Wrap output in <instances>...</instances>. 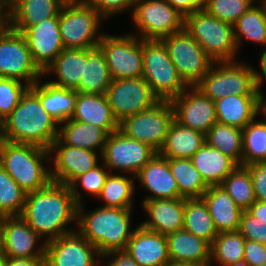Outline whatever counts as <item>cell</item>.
<instances>
[{"label":"cell","mask_w":266,"mask_h":266,"mask_svg":"<svg viewBox=\"0 0 266 266\" xmlns=\"http://www.w3.org/2000/svg\"><path fill=\"white\" fill-rule=\"evenodd\" d=\"M77 207L67 185L51 182L41 190L26 193L21 217L39 236L49 234L50 241L71 233L64 226L77 218Z\"/></svg>","instance_id":"6da1fadb"},{"label":"cell","mask_w":266,"mask_h":266,"mask_svg":"<svg viewBox=\"0 0 266 266\" xmlns=\"http://www.w3.org/2000/svg\"><path fill=\"white\" fill-rule=\"evenodd\" d=\"M58 122L41 105L29 88L13 111L4 119V135L8 142L51 148L58 138Z\"/></svg>","instance_id":"7a4b0ae2"},{"label":"cell","mask_w":266,"mask_h":266,"mask_svg":"<svg viewBox=\"0 0 266 266\" xmlns=\"http://www.w3.org/2000/svg\"><path fill=\"white\" fill-rule=\"evenodd\" d=\"M131 208L101 207L81 214L78 219L79 233L95 246L100 256L112 251L125 250L133 234L129 231Z\"/></svg>","instance_id":"3957f363"},{"label":"cell","mask_w":266,"mask_h":266,"mask_svg":"<svg viewBox=\"0 0 266 266\" xmlns=\"http://www.w3.org/2000/svg\"><path fill=\"white\" fill-rule=\"evenodd\" d=\"M49 152L39 146L6 141L0 147V165L26 193L41 190L52 182L51 171L42 164Z\"/></svg>","instance_id":"277c9868"},{"label":"cell","mask_w":266,"mask_h":266,"mask_svg":"<svg viewBox=\"0 0 266 266\" xmlns=\"http://www.w3.org/2000/svg\"><path fill=\"white\" fill-rule=\"evenodd\" d=\"M215 69V70H214ZM261 75L253 68L233 63L220 62L219 67L211 68L195 87L213 101L226 95H261Z\"/></svg>","instance_id":"5b68a950"},{"label":"cell","mask_w":266,"mask_h":266,"mask_svg":"<svg viewBox=\"0 0 266 266\" xmlns=\"http://www.w3.org/2000/svg\"><path fill=\"white\" fill-rule=\"evenodd\" d=\"M184 28L214 63L233 61L238 48L233 25L218 20L204 10L186 16Z\"/></svg>","instance_id":"8992f818"},{"label":"cell","mask_w":266,"mask_h":266,"mask_svg":"<svg viewBox=\"0 0 266 266\" xmlns=\"http://www.w3.org/2000/svg\"><path fill=\"white\" fill-rule=\"evenodd\" d=\"M159 100L171 101L188 85L178 74L161 40H143V74Z\"/></svg>","instance_id":"52a82bcc"},{"label":"cell","mask_w":266,"mask_h":266,"mask_svg":"<svg viewBox=\"0 0 266 266\" xmlns=\"http://www.w3.org/2000/svg\"><path fill=\"white\" fill-rule=\"evenodd\" d=\"M101 18L103 17L87 0L66 1L59 12V29L64 47H98L102 35L99 38L95 35Z\"/></svg>","instance_id":"ba28073f"},{"label":"cell","mask_w":266,"mask_h":266,"mask_svg":"<svg viewBox=\"0 0 266 266\" xmlns=\"http://www.w3.org/2000/svg\"><path fill=\"white\" fill-rule=\"evenodd\" d=\"M173 120L172 103L160 100L154 106L121 120L119 131L129 138L150 145L159 152Z\"/></svg>","instance_id":"9c48e42d"},{"label":"cell","mask_w":266,"mask_h":266,"mask_svg":"<svg viewBox=\"0 0 266 266\" xmlns=\"http://www.w3.org/2000/svg\"><path fill=\"white\" fill-rule=\"evenodd\" d=\"M161 41L167 48L169 58L178 74L188 86H195L214 64V61L185 28L164 37Z\"/></svg>","instance_id":"30bf717a"},{"label":"cell","mask_w":266,"mask_h":266,"mask_svg":"<svg viewBox=\"0 0 266 266\" xmlns=\"http://www.w3.org/2000/svg\"><path fill=\"white\" fill-rule=\"evenodd\" d=\"M42 74L32 59L25 37L4 23L0 27V78L25 79L31 87Z\"/></svg>","instance_id":"8fae6325"},{"label":"cell","mask_w":266,"mask_h":266,"mask_svg":"<svg viewBox=\"0 0 266 266\" xmlns=\"http://www.w3.org/2000/svg\"><path fill=\"white\" fill-rule=\"evenodd\" d=\"M98 47L103 52L112 79L139 78L143 74V39L133 35H102Z\"/></svg>","instance_id":"7c38bea8"},{"label":"cell","mask_w":266,"mask_h":266,"mask_svg":"<svg viewBox=\"0 0 266 266\" xmlns=\"http://www.w3.org/2000/svg\"><path fill=\"white\" fill-rule=\"evenodd\" d=\"M134 6L133 19L143 40H161L184 29L185 17L167 0H135Z\"/></svg>","instance_id":"4fadbf2b"},{"label":"cell","mask_w":266,"mask_h":266,"mask_svg":"<svg viewBox=\"0 0 266 266\" xmlns=\"http://www.w3.org/2000/svg\"><path fill=\"white\" fill-rule=\"evenodd\" d=\"M105 95L118 122L160 101L143 77L112 79Z\"/></svg>","instance_id":"5bb4252c"},{"label":"cell","mask_w":266,"mask_h":266,"mask_svg":"<svg viewBox=\"0 0 266 266\" xmlns=\"http://www.w3.org/2000/svg\"><path fill=\"white\" fill-rule=\"evenodd\" d=\"M150 145L125 136L117 130L108 135L102 152L107 168L138 172L156 155Z\"/></svg>","instance_id":"9a60e30c"},{"label":"cell","mask_w":266,"mask_h":266,"mask_svg":"<svg viewBox=\"0 0 266 266\" xmlns=\"http://www.w3.org/2000/svg\"><path fill=\"white\" fill-rule=\"evenodd\" d=\"M95 253L100 255L80 233L71 232L45 242L44 266H98Z\"/></svg>","instance_id":"2e32d148"},{"label":"cell","mask_w":266,"mask_h":266,"mask_svg":"<svg viewBox=\"0 0 266 266\" xmlns=\"http://www.w3.org/2000/svg\"><path fill=\"white\" fill-rule=\"evenodd\" d=\"M193 89V90H192ZM172 99L174 119L183 126L204 134L217 122L215 102L195 86Z\"/></svg>","instance_id":"e0dca14e"},{"label":"cell","mask_w":266,"mask_h":266,"mask_svg":"<svg viewBox=\"0 0 266 266\" xmlns=\"http://www.w3.org/2000/svg\"><path fill=\"white\" fill-rule=\"evenodd\" d=\"M26 40L32 59L44 73L65 49L59 29V16L29 26L21 33Z\"/></svg>","instance_id":"ac0fdd59"},{"label":"cell","mask_w":266,"mask_h":266,"mask_svg":"<svg viewBox=\"0 0 266 266\" xmlns=\"http://www.w3.org/2000/svg\"><path fill=\"white\" fill-rule=\"evenodd\" d=\"M55 147V167L51 171L54 183L69 186L77 177L98 166L96 152L93 150L63 145L58 138L52 143L50 151Z\"/></svg>","instance_id":"d6986e66"},{"label":"cell","mask_w":266,"mask_h":266,"mask_svg":"<svg viewBox=\"0 0 266 266\" xmlns=\"http://www.w3.org/2000/svg\"><path fill=\"white\" fill-rule=\"evenodd\" d=\"M65 0H10L4 10L7 27L22 33L29 26H34L54 16L59 12ZM12 23V24H11Z\"/></svg>","instance_id":"ffe728a7"},{"label":"cell","mask_w":266,"mask_h":266,"mask_svg":"<svg viewBox=\"0 0 266 266\" xmlns=\"http://www.w3.org/2000/svg\"><path fill=\"white\" fill-rule=\"evenodd\" d=\"M125 251L139 266H165L170 262L166 236L139 225Z\"/></svg>","instance_id":"44dd1931"},{"label":"cell","mask_w":266,"mask_h":266,"mask_svg":"<svg viewBox=\"0 0 266 266\" xmlns=\"http://www.w3.org/2000/svg\"><path fill=\"white\" fill-rule=\"evenodd\" d=\"M40 237L21 216H5L2 251L11 258H45V244L33 251Z\"/></svg>","instance_id":"7402d4cb"},{"label":"cell","mask_w":266,"mask_h":266,"mask_svg":"<svg viewBox=\"0 0 266 266\" xmlns=\"http://www.w3.org/2000/svg\"><path fill=\"white\" fill-rule=\"evenodd\" d=\"M135 178H139L143 187L147 188L154 195L147 197L145 200L181 198L167 158L163 157L158 152L138 172Z\"/></svg>","instance_id":"603a6c76"},{"label":"cell","mask_w":266,"mask_h":266,"mask_svg":"<svg viewBox=\"0 0 266 266\" xmlns=\"http://www.w3.org/2000/svg\"><path fill=\"white\" fill-rule=\"evenodd\" d=\"M71 119L101 127L108 134L119 130V122L113 115L105 94L77 92Z\"/></svg>","instance_id":"cb8c5ba5"},{"label":"cell","mask_w":266,"mask_h":266,"mask_svg":"<svg viewBox=\"0 0 266 266\" xmlns=\"http://www.w3.org/2000/svg\"><path fill=\"white\" fill-rule=\"evenodd\" d=\"M218 233L239 231L243 210L221 186H209L201 197Z\"/></svg>","instance_id":"d4e9b609"},{"label":"cell","mask_w":266,"mask_h":266,"mask_svg":"<svg viewBox=\"0 0 266 266\" xmlns=\"http://www.w3.org/2000/svg\"><path fill=\"white\" fill-rule=\"evenodd\" d=\"M150 220L141 225L146 229L167 235L183 229L184 198L144 200Z\"/></svg>","instance_id":"484cf974"},{"label":"cell","mask_w":266,"mask_h":266,"mask_svg":"<svg viewBox=\"0 0 266 266\" xmlns=\"http://www.w3.org/2000/svg\"><path fill=\"white\" fill-rule=\"evenodd\" d=\"M215 102L217 122L243 129L259 111V95H226Z\"/></svg>","instance_id":"4316f807"},{"label":"cell","mask_w":266,"mask_h":266,"mask_svg":"<svg viewBox=\"0 0 266 266\" xmlns=\"http://www.w3.org/2000/svg\"><path fill=\"white\" fill-rule=\"evenodd\" d=\"M166 236L171 262L211 263V245L185 229L169 233Z\"/></svg>","instance_id":"83f0119b"},{"label":"cell","mask_w":266,"mask_h":266,"mask_svg":"<svg viewBox=\"0 0 266 266\" xmlns=\"http://www.w3.org/2000/svg\"><path fill=\"white\" fill-rule=\"evenodd\" d=\"M208 186L221 185L238 165L219 149L205 144L190 158Z\"/></svg>","instance_id":"f1b7e54d"},{"label":"cell","mask_w":266,"mask_h":266,"mask_svg":"<svg viewBox=\"0 0 266 266\" xmlns=\"http://www.w3.org/2000/svg\"><path fill=\"white\" fill-rule=\"evenodd\" d=\"M205 142L204 133L183 126L174 119L158 153L165 158H191Z\"/></svg>","instance_id":"f546056e"},{"label":"cell","mask_w":266,"mask_h":266,"mask_svg":"<svg viewBox=\"0 0 266 266\" xmlns=\"http://www.w3.org/2000/svg\"><path fill=\"white\" fill-rule=\"evenodd\" d=\"M87 59L88 49L65 48L44 74L55 71L59 80L51 81L50 84L75 90L79 86Z\"/></svg>","instance_id":"4dcf8cb0"},{"label":"cell","mask_w":266,"mask_h":266,"mask_svg":"<svg viewBox=\"0 0 266 266\" xmlns=\"http://www.w3.org/2000/svg\"><path fill=\"white\" fill-rule=\"evenodd\" d=\"M38 81L30 89L39 97L41 105L60 124L71 119L74 112L77 92L74 89L60 88L49 82L40 87Z\"/></svg>","instance_id":"1f68e13d"},{"label":"cell","mask_w":266,"mask_h":266,"mask_svg":"<svg viewBox=\"0 0 266 266\" xmlns=\"http://www.w3.org/2000/svg\"><path fill=\"white\" fill-rule=\"evenodd\" d=\"M112 81L105 56L99 47L88 49L83 75L76 92L83 94H106Z\"/></svg>","instance_id":"d6a6232c"},{"label":"cell","mask_w":266,"mask_h":266,"mask_svg":"<svg viewBox=\"0 0 266 266\" xmlns=\"http://www.w3.org/2000/svg\"><path fill=\"white\" fill-rule=\"evenodd\" d=\"M60 128L58 139L63 144L93 151L99 147L101 154L109 135L101 127L72 119H68L65 126Z\"/></svg>","instance_id":"836d02e7"},{"label":"cell","mask_w":266,"mask_h":266,"mask_svg":"<svg viewBox=\"0 0 266 266\" xmlns=\"http://www.w3.org/2000/svg\"><path fill=\"white\" fill-rule=\"evenodd\" d=\"M181 198H201L209 188L190 158H167Z\"/></svg>","instance_id":"e575fe53"},{"label":"cell","mask_w":266,"mask_h":266,"mask_svg":"<svg viewBox=\"0 0 266 266\" xmlns=\"http://www.w3.org/2000/svg\"><path fill=\"white\" fill-rule=\"evenodd\" d=\"M183 229L204 239L210 245L218 235L213 219L202 198H184Z\"/></svg>","instance_id":"d590c367"},{"label":"cell","mask_w":266,"mask_h":266,"mask_svg":"<svg viewBox=\"0 0 266 266\" xmlns=\"http://www.w3.org/2000/svg\"><path fill=\"white\" fill-rule=\"evenodd\" d=\"M243 132L241 128L216 122L205 134L206 143L219 149L237 165H242Z\"/></svg>","instance_id":"8d00e7d4"},{"label":"cell","mask_w":266,"mask_h":266,"mask_svg":"<svg viewBox=\"0 0 266 266\" xmlns=\"http://www.w3.org/2000/svg\"><path fill=\"white\" fill-rule=\"evenodd\" d=\"M242 166L266 162V120L253 119L243 129Z\"/></svg>","instance_id":"74e56055"},{"label":"cell","mask_w":266,"mask_h":266,"mask_svg":"<svg viewBox=\"0 0 266 266\" xmlns=\"http://www.w3.org/2000/svg\"><path fill=\"white\" fill-rule=\"evenodd\" d=\"M245 238L239 231L220 232L210 247V257L222 266H229L244 258Z\"/></svg>","instance_id":"f35d334b"},{"label":"cell","mask_w":266,"mask_h":266,"mask_svg":"<svg viewBox=\"0 0 266 266\" xmlns=\"http://www.w3.org/2000/svg\"><path fill=\"white\" fill-rule=\"evenodd\" d=\"M221 186L243 211L256 201L252 178L246 166L238 165L227 175Z\"/></svg>","instance_id":"ab89813d"},{"label":"cell","mask_w":266,"mask_h":266,"mask_svg":"<svg viewBox=\"0 0 266 266\" xmlns=\"http://www.w3.org/2000/svg\"><path fill=\"white\" fill-rule=\"evenodd\" d=\"M233 26L237 47L242 36L263 45L266 43V12L263 5H252Z\"/></svg>","instance_id":"60d3db41"},{"label":"cell","mask_w":266,"mask_h":266,"mask_svg":"<svg viewBox=\"0 0 266 266\" xmlns=\"http://www.w3.org/2000/svg\"><path fill=\"white\" fill-rule=\"evenodd\" d=\"M133 178L111 175L106 177L104 186L98 197L104 199V207L110 208H132Z\"/></svg>","instance_id":"b9f144b4"},{"label":"cell","mask_w":266,"mask_h":266,"mask_svg":"<svg viewBox=\"0 0 266 266\" xmlns=\"http://www.w3.org/2000/svg\"><path fill=\"white\" fill-rule=\"evenodd\" d=\"M26 199V192L0 165V211L5 216H20Z\"/></svg>","instance_id":"7bdbcfd3"},{"label":"cell","mask_w":266,"mask_h":266,"mask_svg":"<svg viewBox=\"0 0 266 266\" xmlns=\"http://www.w3.org/2000/svg\"><path fill=\"white\" fill-rule=\"evenodd\" d=\"M253 0H208L206 11L222 22L234 25L252 6Z\"/></svg>","instance_id":"ee69618b"},{"label":"cell","mask_w":266,"mask_h":266,"mask_svg":"<svg viewBox=\"0 0 266 266\" xmlns=\"http://www.w3.org/2000/svg\"><path fill=\"white\" fill-rule=\"evenodd\" d=\"M109 175L108 172L104 171L103 168L96 166L95 168L85 172L83 175L77 177L72 184L69 185L71 192L73 194L74 200L76 204L78 205L77 207V215L82 213V202L80 201V195L78 194L76 185L77 182L80 181L82 188H84L86 191L91 193L94 196H99L106 177Z\"/></svg>","instance_id":"f6af8a7d"},{"label":"cell","mask_w":266,"mask_h":266,"mask_svg":"<svg viewBox=\"0 0 266 266\" xmlns=\"http://www.w3.org/2000/svg\"><path fill=\"white\" fill-rule=\"evenodd\" d=\"M29 88L28 84L23 87L20 80L0 78V117L3 120L13 111Z\"/></svg>","instance_id":"bcb514c9"},{"label":"cell","mask_w":266,"mask_h":266,"mask_svg":"<svg viewBox=\"0 0 266 266\" xmlns=\"http://www.w3.org/2000/svg\"><path fill=\"white\" fill-rule=\"evenodd\" d=\"M239 232L247 240L266 245V222L251 216L246 210L241 215Z\"/></svg>","instance_id":"7dc6e473"},{"label":"cell","mask_w":266,"mask_h":266,"mask_svg":"<svg viewBox=\"0 0 266 266\" xmlns=\"http://www.w3.org/2000/svg\"><path fill=\"white\" fill-rule=\"evenodd\" d=\"M252 178L255 198L266 202V162L246 165Z\"/></svg>","instance_id":"c3c4849f"},{"label":"cell","mask_w":266,"mask_h":266,"mask_svg":"<svg viewBox=\"0 0 266 266\" xmlns=\"http://www.w3.org/2000/svg\"><path fill=\"white\" fill-rule=\"evenodd\" d=\"M100 16L108 17L109 15L120 12L124 8L135 5V0H87Z\"/></svg>","instance_id":"681fc988"},{"label":"cell","mask_w":266,"mask_h":266,"mask_svg":"<svg viewBox=\"0 0 266 266\" xmlns=\"http://www.w3.org/2000/svg\"><path fill=\"white\" fill-rule=\"evenodd\" d=\"M243 260L250 266H262L266 263V245L245 239Z\"/></svg>","instance_id":"f907efd6"},{"label":"cell","mask_w":266,"mask_h":266,"mask_svg":"<svg viewBox=\"0 0 266 266\" xmlns=\"http://www.w3.org/2000/svg\"><path fill=\"white\" fill-rule=\"evenodd\" d=\"M167 2L184 17L195 11H204L208 0H167Z\"/></svg>","instance_id":"816d5d0a"},{"label":"cell","mask_w":266,"mask_h":266,"mask_svg":"<svg viewBox=\"0 0 266 266\" xmlns=\"http://www.w3.org/2000/svg\"><path fill=\"white\" fill-rule=\"evenodd\" d=\"M111 254H113L112 256L115 254L116 257L107 266H139L125 250L112 251L104 254L103 256H111Z\"/></svg>","instance_id":"f5cc1de1"},{"label":"cell","mask_w":266,"mask_h":266,"mask_svg":"<svg viewBox=\"0 0 266 266\" xmlns=\"http://www.w3.org/2000/svg\"><path fill=\"white\" fill-rule=\"evenodd\" d=\"M45 258H11L7 257L6 266H44Z\"/></svg>","instance_id":"db71d44e"},{"label":"cell","mask_w":266,"mask_h":266,"mask_svg":"<svg viewBox=\"0 0 266 266\" xmlns=\"http://www.w3.org/2000/svg\"><path fill=\"white\" fill-rule=\"evenodd\" d=\"M246 211L258 220L266 222V202L256 200Z\"/></svg>","instance_id":"11a10c76"},{"label":"cell","mask_w":266,"mask_h":266,"mask_svg":"<svg viewBox=\"0 0 266 266\" xmlns=\"http://www.w3.org/2000/svg\"><path fill=\"white\" fill-rule=\"evenodd\" d=\"M204 264H199L195 262H168L165 266H203Z\"/></svg>","instance_id":"9f6ffc18"},{"label":"cell","mask_w":266,"mask_h":266,"mask_svg":"<svg viewBox=\"0 0 266 266\" xmlns=\"http://www.w3.org/2000/svg\"><path fill=\"white\" fill-rule=\"evenodd\" d=\"M6 142L4 135V120L0 117V147Z\"/></svg>","instance_id":"6f0895ef"},{"label":"cell","mask_w":266,"mask_h":266,"mask_svg":"<svg viewBox=\"0 0 266 266\" xmlns=\"http://www.w3.org/2000/svg\"><path fill=\"white\" fill-rule=\"evenodd\" d=\"M261 69H262V74L266 78V50L263 51L262 57H261Z\"/></svg>","instance_id":"680465c9"},{"label":"cell","mask_w":266,"mask_h":266,"mask_svg":"<svg viewBox=\"0 0 266 266\" xmlns=\"http://www.w3.org/2000/svg\"><path fill=\"white\" fill-rule=\"evenodd\" d=\"M4 218L0 217V250H2L3 247V227H4Z\"/></svg>","instance_id":"91938a15"},{"label":"cell","mask_w":266,"mask_h":266,"mask_svg":"<svg viewBox=\"0 0 266 266\" xmlns=\"http://www.w3.org/2000/svg\"><path fill=\"white\" fill-rule=\"evenodd\" d=\"M264 96L261 94L259 95V111L264 112V114L266 115V101H264ZM265 102V103H264Z\"/></svg>","instance_id":"94428289"},{"label":"cell","mask_w":266,"mask_h":266,"mask_svg":"<svg viewBox=\"0 0 266 266\" xmlns=\"http://www.w3.org/2000/svg\"><path fill=\"white\" fill-rule=\"evenodd\" d=\"M4 6L0 3V27L4 24L5 22V16H4Z\"/></svg>","instance_id":"6125c7cd"},{"label":"cell","mask_w":266,"mask_h":266,"mask_svg":"<svg viewBox=\"0 0 266 266\" xmlns=\"http://www.w3.org/2000/svg\"><path fill=\"white\" fill-rule=\"evenodd\" d=\"M7 257L4 255L3 251L0 250V266H6Z\"/></svg>","instance_id":"be15d7a7"},{"label":"cell","mask_w":266,"mask_h":266,"mask_svg":"<svg viewBox=\"0 0 266 266\" xmlns=\"http://www.w3.org/2000/svg\"><path fill=\"white\" fill-rule=\"evenodd\" d=\"M229 266H250L245 260L238 261L237 263L231 264Z\"/></svg>","instance_id":"e7e4bbea"},{"label":"cell","mask_w":266,"mask_h":266,"mask_svg":"<svg viewBox=\"0 0 266 266\" xmlns=\"http://www.w3.org/2000/svg\"><path fill=\"white\" fill-rule=\"evenodd\" d=\"M10 0H0V3L5 6Z\"/></svg>","instance_id":"03108f58"},{"label":"cell","mask_w":266,"mask_h":266,"mask_svg":"<svg viewBox=\"0 0 266 266\" xmlns=\"http://www.w3.org/2000/svg\"><path fill=\"white\" fill-rule=\"evenodd\" d=\"M262 3H263L262 5H263V7L265 9V12H266V0H263Z\"/></svg>","instance_id":"003e7915"},{"label":"cell","mask_w":266,"mask_h":266,"mask_svg":"<svg viewBox=\"0 0 266 266\" xmlns=\"http://www.w3.org/2000/svg\"><path fill=\"white\" fill-rule=\"evenodd\" d=\"M0 217H5V215L0 211Z\"/></svg>","instance_id":"a7ac6f4b"},{"label":"cell","mask_w":266,"mask_h":266,"mask_svg":"<svg viewBox=\"0 0 266 266\" xmlns=\"http://www.w3.org/2000/svg\"><path fill=\"white\" fill-rule=\"evenodd\" d=\"M211 265V263H208V264H205V265H203V266H210Z\"/></svg>","instance_id":"89a4df30"}]
</instances>
